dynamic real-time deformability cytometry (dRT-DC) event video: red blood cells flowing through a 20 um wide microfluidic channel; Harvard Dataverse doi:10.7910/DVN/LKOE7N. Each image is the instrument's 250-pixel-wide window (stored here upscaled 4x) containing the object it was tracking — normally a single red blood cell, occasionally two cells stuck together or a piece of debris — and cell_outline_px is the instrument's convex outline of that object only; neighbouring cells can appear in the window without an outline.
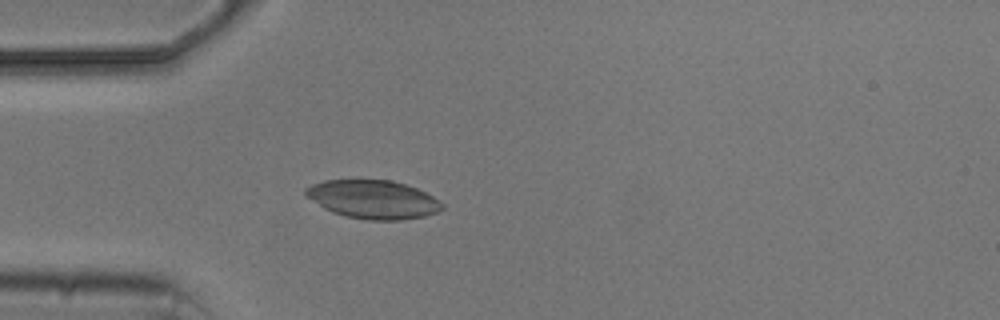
{"species": "common noctule bat (a hibernating species)", "species_latin": "Nyctalus noctula", "temperature_condition": "cold", "stored_images_in_passage": 5, "camera_frame_rate_fps": 3000, "um_per_image_px": 0.085, "animal": {"sex": "male", "body_mass_g": 20.5, "forearm_length_mm": 52.5}, "frame": {"image": 1, "passage_image": 5, "time_ms": 4.667, "image_size_px": [1000, 320], "cell_outline_px": [[444, 208], [440, 212], [424, 216], [404, 220], [364, 220], [344, 216], [332, 212], [324, 208], [308, 196], [304, 192], [304, 188], [312, 184], [324, 180], [392, 180], [416, 188], [440, 200], [444, 204]], "centroid_in_image_um": [31.75, 16.96], "position_along_channel_um": 53.3, "area_um2": 30.69}}